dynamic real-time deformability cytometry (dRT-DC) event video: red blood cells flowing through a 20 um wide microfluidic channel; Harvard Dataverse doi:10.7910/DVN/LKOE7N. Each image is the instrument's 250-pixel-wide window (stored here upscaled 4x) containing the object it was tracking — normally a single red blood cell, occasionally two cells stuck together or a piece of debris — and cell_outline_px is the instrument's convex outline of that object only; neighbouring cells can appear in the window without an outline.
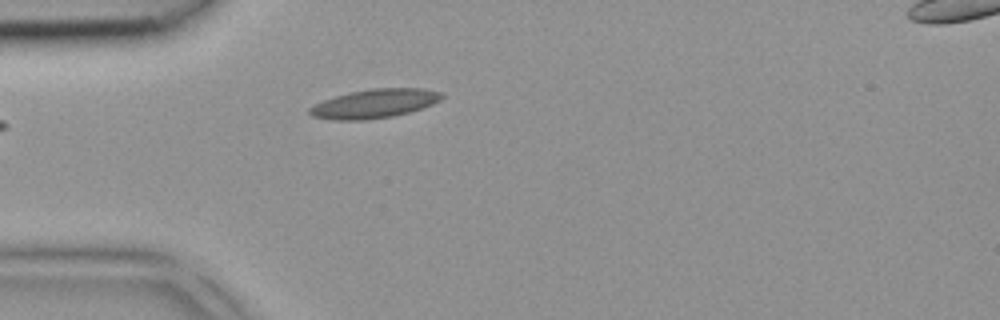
{"species": "common noctule bat (a hibernating species)", "species_latin": "Nyctalus noctula", "temperature_condition": "room temperature", "stored_images_in_passage": 3, "camera_frame_rate_fps": 3000, "um_per_image_px": 0.085, "animal": {"sex": "female", "body_mass_g": 18.4}, "frame": {"image": 1, "passage_image": 3, "time_ms": 0.667, "image_size_px": [1000, 320], "cell_outline_px": [[444, 96], [440, 100], [432, 104], [408, 112], [392, 116], [364, 120], [332, 120], [312, 116], [308, 112], [308, 108], [324, 100], [348, 92], [372, 88], [424, 88], [440, 92]], "centroid_in_image_um": [31.81, 8.8], "position_along_channel_um": 53.2, "area_um2": 22.14}}